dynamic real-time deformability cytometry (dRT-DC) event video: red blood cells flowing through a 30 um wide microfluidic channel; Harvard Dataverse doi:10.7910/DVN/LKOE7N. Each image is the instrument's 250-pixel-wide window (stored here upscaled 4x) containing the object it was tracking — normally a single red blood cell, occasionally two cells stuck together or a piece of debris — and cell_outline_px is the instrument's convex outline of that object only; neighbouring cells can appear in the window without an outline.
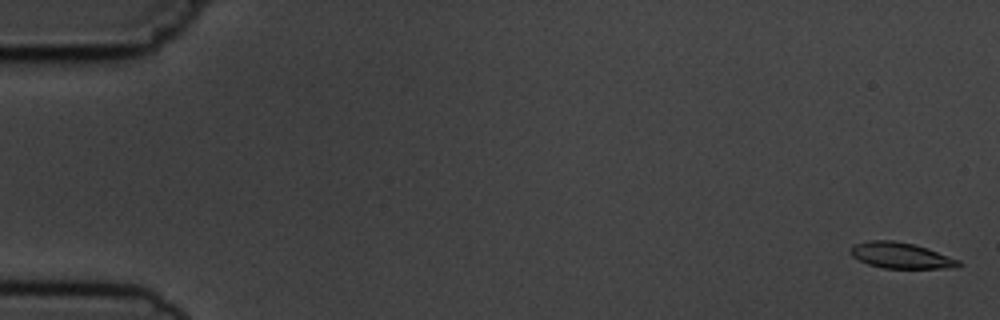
{"species": "common noctule bat (a hibernating species)", "species_latin": "Nyctalus noctula", "temperature_condition": "cold", "stored_images_in_passage": 8, "camera_frame_rate_fps": 3000, "um_per_image_px": 0.085, "animal": {"sex": "male", "body_mass_g": 19.5, "forearm_length_mm": 54.6}, "frame": {"image": 1, "passage_image": 1, "time_ms": 0.0, "image_size_px": [1000, 320], "cell_outline_px": [[960, 264], [956, 268], [884, 268], [868, 264], [852, 256], [848, 252], [856, 244], [868, 240], [892, 240], [912, 244], [928, 248], [960, 260]], "centroid_in_image_um": [76.58, 21.71], "position_along_channel_um": 8.4, "area_um2": 16.18}}
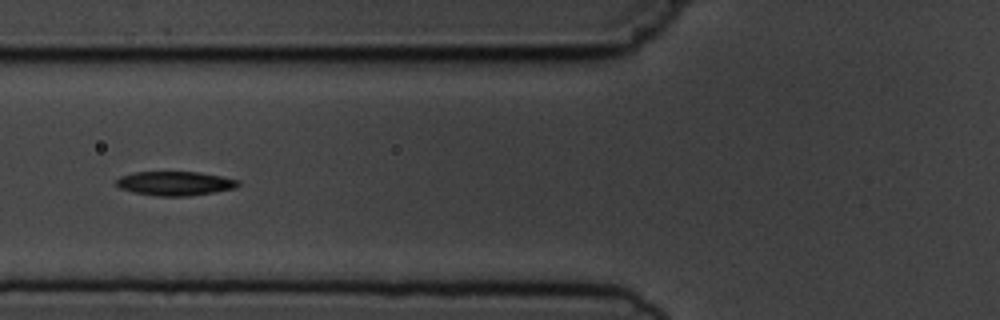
{"frame": {"image": 2, "passage_image": 6, "time_ms": 6.667, "image_size_px": [1000, 320], "cell_outline_px": [[240, 184], [236, 188], [188, 196], [156, 196], [132, 192], [120, 188], [116, 184], [116, 180], [120, 176], [132, 172], [196, 172], [220, 176], [240, 180]], "centroid_in_image_um": [14.85, 15.59], "position_along_channel_um": 110.9, "area_um2": 17.11}}
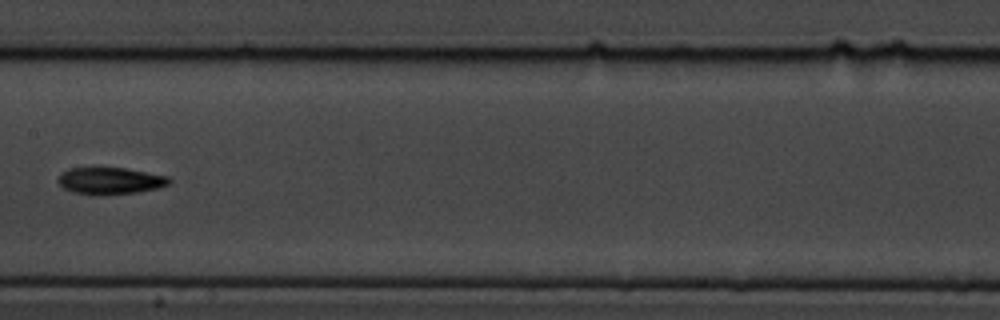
{"frame": {"image": 3, "passage_image": 8, "time_ms": 9.0, "image_size_px": [1000, 320], "cell_outline_px": [[172, 180], [168, 184], [156, 188], [136, 192], [96, 196], [92, 196], [72, 192], [64, 188], [56, 180], [68, 168], [124, 168], [168, 176]], "centroid_in_image_um": [9.33, 15.38], "position_along_channel_um": 198.1, "area_um2": 17.34}}